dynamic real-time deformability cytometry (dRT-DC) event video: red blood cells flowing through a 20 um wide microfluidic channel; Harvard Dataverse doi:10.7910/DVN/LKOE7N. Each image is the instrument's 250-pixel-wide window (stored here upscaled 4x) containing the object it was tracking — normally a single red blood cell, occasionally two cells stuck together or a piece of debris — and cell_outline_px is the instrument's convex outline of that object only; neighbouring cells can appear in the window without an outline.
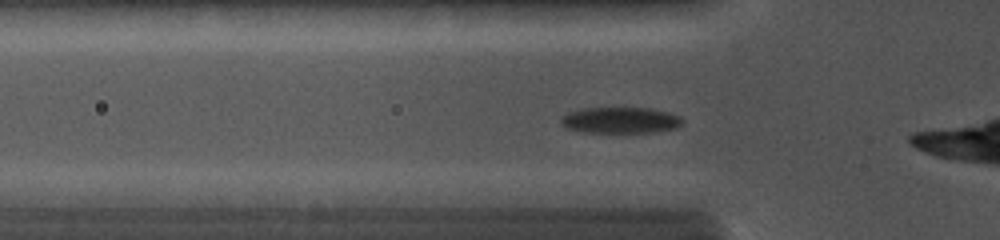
{"species": "common noctule bat (a hibernating species)", "species_latin": "Nyctalus noctula", "temperature_condition": "cold", "stored_images_in_passage": 31, "camera_frame_rate_fps": 5000, "um_per_image_px": 0.085, "animal": {"sex": "female", "body_mass_g": 19.0, "forearm_length_mm": 56.7}, "frame": {"image": 1, "passage_image": 7, "time_ms": 1.2, "image_size_px": [1000, 240], "cell_outline_px": [[684, 124], [676, 128], [652, 132], [584, 132], [568, 128], [560, 124], [560, 116], [568, 112], [580, 108], [652, 108], [668, 112], [680, 116], [684, 120]], "centroid_in_image_um": [52.73, 10.21], "position_along_channel_um": 73.1, "area_um2": 18.67}}
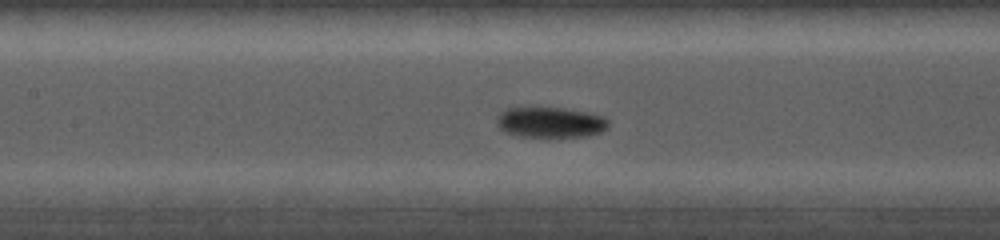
{"frame": {"image": 2, "passage_image": 15, "time_ms": 3.2, "image_size_px": [1000, 240], "cell_outline_px": [[608, 128], [600, 132], [588, 136], [516, 136], [504, 132], [496, 124], [496, 116], [504, 108], [564, 108], [588, 112], [604, 116], [608, 120]], "centroid_in_image_um": [46.76, 10.39], "position_along_channel_um": 160.6, "area_um2": 19.94}}
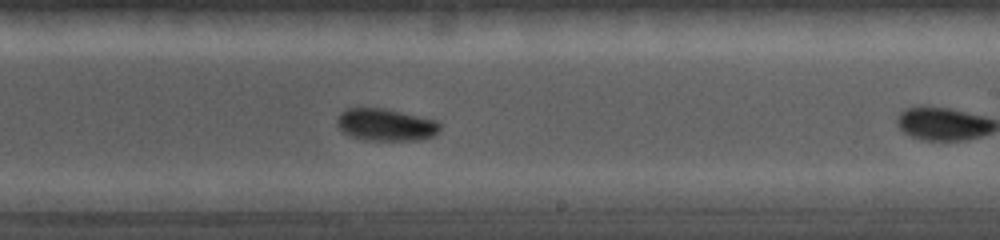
{"frame": {"image": 3, "passage_image": 27, "time_ms": 5.4, "image_size_px": [1000, 240], "cell_outline_px": [[440, 128], [432, 136], [416, 140], [364, 140], [348, 136], [336, 124], [336, 120], [340, 112], [348, 108], [384, 108], [436, 120], [440, 124]], "centroid_in_image_um": [32.74, 10.6], "position_along_channel_um": 256.3, "area_um2": 19.25}}